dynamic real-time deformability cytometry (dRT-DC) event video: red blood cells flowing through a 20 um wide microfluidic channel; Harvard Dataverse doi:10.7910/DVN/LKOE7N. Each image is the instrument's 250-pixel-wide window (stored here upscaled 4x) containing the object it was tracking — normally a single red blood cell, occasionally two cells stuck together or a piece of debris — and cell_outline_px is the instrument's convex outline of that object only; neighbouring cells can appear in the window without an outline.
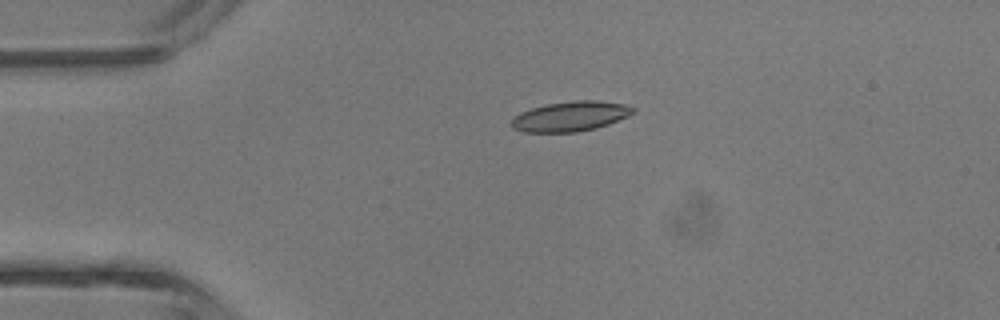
{"species": "common noctule bat (a hibernating species)", "species_latin": "Nyctalus noctula", "temperature_condition": "room temperature", "stored_images_in_passage": 2, "camera_frame_rate_fps": 3000, "um_per_image_px": 0.085, "animal": {"sex": "male", "body_mass_g": 13.3}, "frame": {"image": 1, "passage_image": 1, "time_ms": 0.0, "image_size_px": [1000, 320], "cell_outline_px": [[636, 112], [628, 116], [608, 124], [596, 128], [576, 132], [524, 132], [512, 128], [512, 120], [520, 112], [532, 108], [548, 104], [576, 100], [596, 100], [624, 104], [636, 108]], "centroid_in_image_um": [48.52, 9.89], "position_along_channel_um": 36.5, "area_um2": 21.1}}